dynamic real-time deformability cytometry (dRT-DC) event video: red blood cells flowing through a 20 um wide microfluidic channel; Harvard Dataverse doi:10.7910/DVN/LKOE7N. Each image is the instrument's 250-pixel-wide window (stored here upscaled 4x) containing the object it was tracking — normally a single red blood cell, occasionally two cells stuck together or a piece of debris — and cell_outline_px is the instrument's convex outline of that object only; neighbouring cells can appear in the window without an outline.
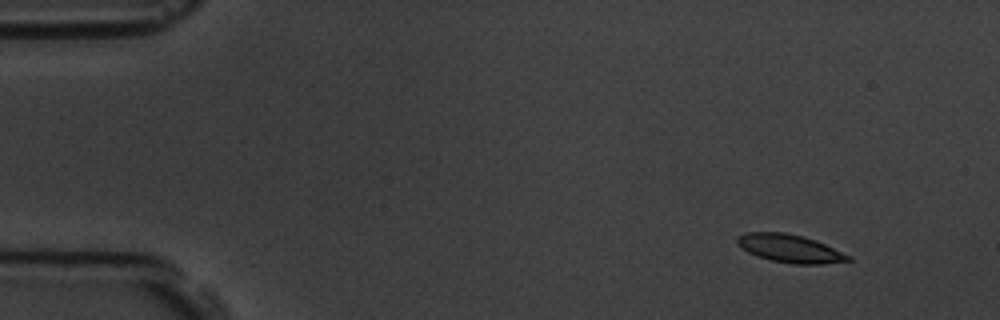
{"species": "common noctule bat (a hibernating species)", "species_latin": "Nyctalus noctula", "temperature_condition": "room temperature", "stored_images_in_passage": 5, "camera_frame_rate_fps": 3000, "um_per_image_px": 0.085, "animal": {"sex": "male", "body_mass_g": 19.5, "forearm_length_mm": 54.6}, "frame": {"image": 1, "passage_image": 2, "time_ms": 1.0, "image_size_px": [1000, 320], "cell_outline_px": [[852, 260], [824, 264], [792, 264], [772, 260], [756, 256], [748, 252], [736, 244], [736, 236], [748, 232], [784, 232], [804, 236], [816, 240], [852, 256]], "centroid_in_image_um": [67.14, 21.12], "position_along_channel_um": 17.9, "area_um2": 18.32}}
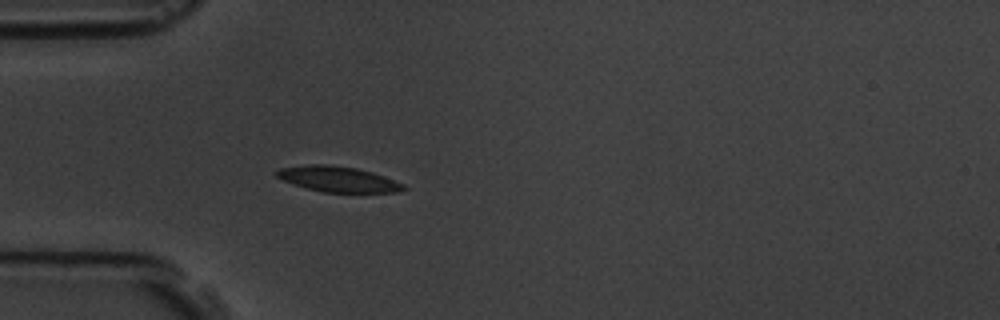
{"frame": {"image": 2, "passage_image": 5, "time_ms": 4.667, "image_size_px": [1000, 320], "cell_outline_px": [[408, 188], [396, 192], [324, 192], [292, 184], [276, 176], [272, 172], [280, 168], [308, 164], [324, 164], [356, 168], [372, 172], [404, 184]], "centroid_in_image_um": [28.7, 15.22], "position_along_channel_um": 56.3, "area_um2": 18.73}}